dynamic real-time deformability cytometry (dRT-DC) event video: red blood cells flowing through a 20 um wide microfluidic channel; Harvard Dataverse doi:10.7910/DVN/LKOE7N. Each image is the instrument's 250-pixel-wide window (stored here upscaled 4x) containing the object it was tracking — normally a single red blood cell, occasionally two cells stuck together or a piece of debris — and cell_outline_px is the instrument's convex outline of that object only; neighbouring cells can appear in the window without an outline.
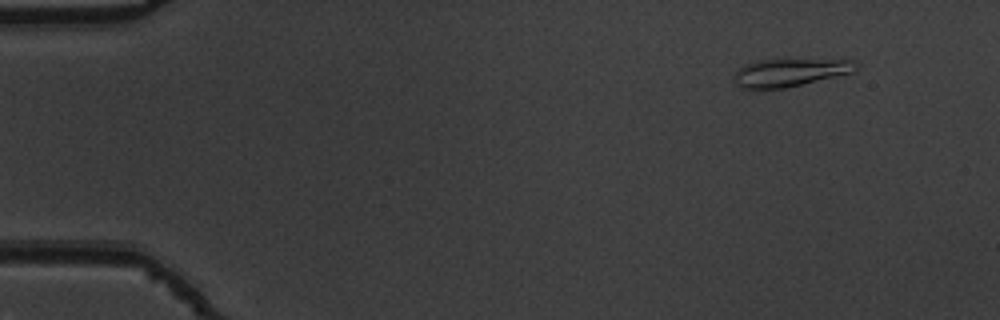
{"species": "common noctule bat (a hibernating species)", "species_latin": "Nyctalus noctula", "temperature_condition": "warm", "stored_images_in_passage": 50, "camera_frame_rate_fps": 3000, "um_per_image_px": 0.085, "animal": {"sex": "male", "body_mass_g": 19.5, "forearm_length_mm": 54.6}, "frame": {"image": 1, "passage_image": 2, "time_ms": 0.333, "image_size_px": [1000, 320], "cell_outline_px": [[860, 64], [852, 72], [784, 88], [740, 88], [736, 84], [736, 72], [744, 64], [760, 60], [784, 56], [852, 60]], "centroid_in_image_um": [67.19, 6.08], "position_along_channel_um": 17.8, "area_um2": 20.46}}
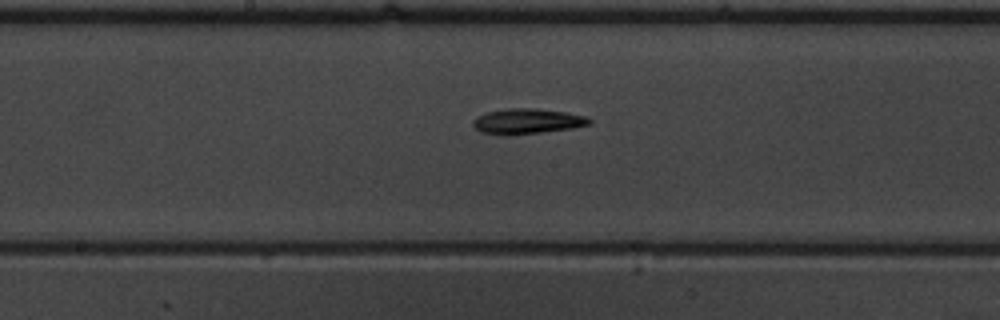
{"frame": {"image": 2, "passage_image": 25, "time_ms": 8.0, "image_size_px": [1000, 320], "cell_outline_px": [[592, 124], [572, 128], [540, 132], [480, 132], [472, 124], [472, 120], [476, 116], [488, 112], [508, 108], [532, 108], [564, 112], [588, 116], [592, 120]], "centroid_in_image_um": [44.88, 10.26], "position_along_channel_um": 203.3, "area_um2": 16.36}}
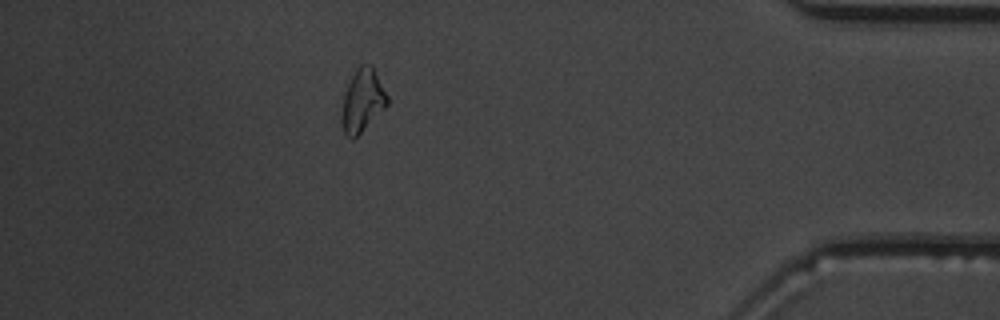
{"frame": {"image": 3, "passage_image": 44, "time_ms": 14.333, "image_size_px": [1000, 320], "cell_outline_px": [[388, 104], [352, 140], [344, 132], [340, 124], [340, 116], [344, 92], [356, 68], [360, 64], [372, 64], [388, 96]], "centroid_in_image_um": [30.78, 8.52], "position_along_channel_um": 404.4, "area_um2": 16.65}}